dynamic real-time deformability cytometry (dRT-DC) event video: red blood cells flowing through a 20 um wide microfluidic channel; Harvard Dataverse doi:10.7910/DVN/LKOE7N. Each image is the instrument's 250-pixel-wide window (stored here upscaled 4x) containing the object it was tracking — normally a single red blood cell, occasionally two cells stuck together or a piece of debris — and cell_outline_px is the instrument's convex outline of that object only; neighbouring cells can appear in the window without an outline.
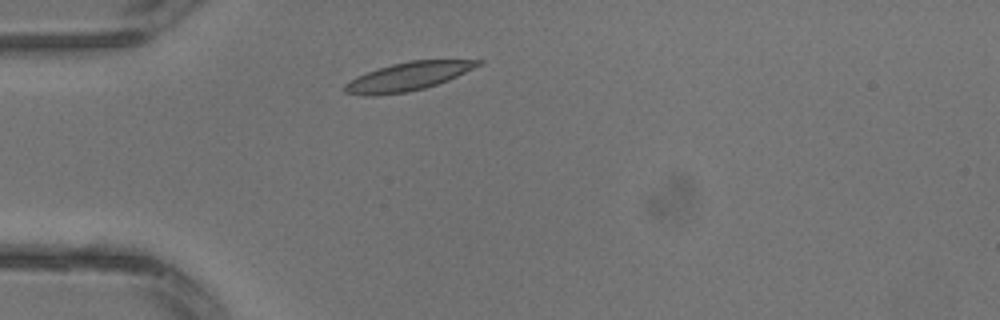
{"species": "common noctule bat (a hibernating species)", "species_latin": "Nyctalus noctula", "temperature_condition": "warm", "stored_images_in_passage": 1, "camera_frame_rate_fps": 3000, "um_per_image_px": 0.085, "animal": {"sex": "male", "body_mass_g": 13.3}, "frame": {"image": 1, "passage_image": 1, "time_ms": 0.0, "image_size_px": [1000, 320], "cell_outline_px": [[484, 64], [448, 80], [424, 88], [408, 92], [376, 96], [364, 96], [344, 92], [344, 84], [348, 80], [356, 76], [376, 68], [392, 64], [412, 60], [484, 60]], "centroid_in_image_um": [34.64, 6.51], "position_along_channel_um": 50.4, "area_um2": 22.25}}